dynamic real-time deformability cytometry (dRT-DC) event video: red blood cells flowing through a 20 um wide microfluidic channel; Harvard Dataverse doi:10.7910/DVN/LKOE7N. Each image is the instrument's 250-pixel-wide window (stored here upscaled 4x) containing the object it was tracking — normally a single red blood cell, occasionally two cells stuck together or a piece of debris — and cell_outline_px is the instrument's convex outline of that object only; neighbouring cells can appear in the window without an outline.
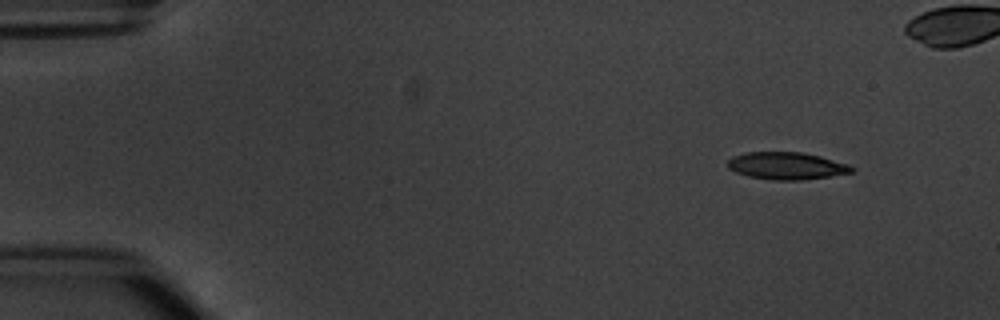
{"species": "common noctule bat (a hibernating species)", "species_latin": "Nyctalus noctula", "temperature_condition": "warm", "stored_images_in_passage": 5, "camera_frame_rate_fps": 3000, "um_per_image_px": 0.085, "animal": {"sex": "male", "body_mass_g": 20.1, "forearm_length_mm": 53.5}, "frame": {"image": 1, "passage_image": 1, "time_ms": 0.0, "image_size_px": [1000, 320], "cell_outline_px": [[856, 168], [852, 172], [828, 176], [800, 180], [772, 180], [748, 176], [736, 172], [728, 168], [728, 160], [732, 156], [744, 152], [800, 152], [820, 156], [848, 164]], "centroid_in_image_um": [66.83, 14.09], "position_along_channel_um": 18.2, "area_um2": 19.65}}